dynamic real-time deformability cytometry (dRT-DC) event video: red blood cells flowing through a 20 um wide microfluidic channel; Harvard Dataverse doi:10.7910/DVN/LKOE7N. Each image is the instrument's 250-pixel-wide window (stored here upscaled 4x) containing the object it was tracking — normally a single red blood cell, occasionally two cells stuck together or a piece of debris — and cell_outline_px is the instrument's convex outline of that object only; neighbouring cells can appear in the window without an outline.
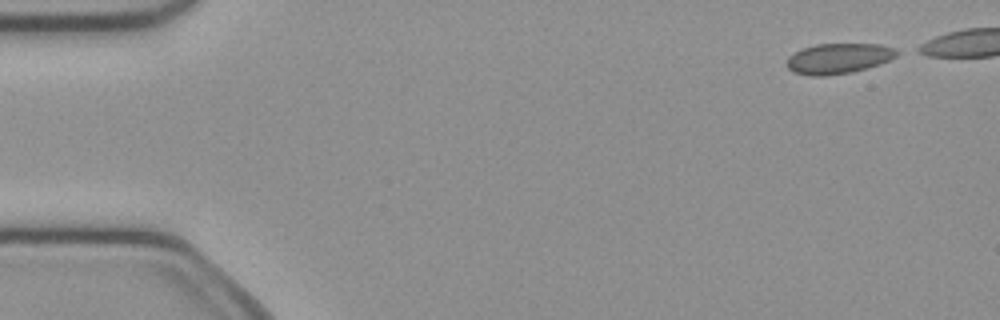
{"species": "common noctule bat (a hibernating species)", "species_latin": "Nyctalus noctula", "temperature_condition": "cold", "stored_images_in_passage": 8, "camera_frame_rate_fps": 3000, "um_per_image_px": 0.085, "animal": {"sex": "female", "body_mass_g": 21.9}, "frame": {"image": 1, "passage_image": 1, "time_ms": 0.0, "image_size_px": [1000, 320], "cell_outline_px": [[904, 52], [880, 64], [852, 72], [824, 76], [808, 76], [792, 72], [784, 64], [788, 56], [804, 48], [816, 44], [880, 44], [896, 48]], "centroid_in_image_um": [71.28, 4.97], "position_along_channel_um": 13.7, "area_um2": 19.77}}